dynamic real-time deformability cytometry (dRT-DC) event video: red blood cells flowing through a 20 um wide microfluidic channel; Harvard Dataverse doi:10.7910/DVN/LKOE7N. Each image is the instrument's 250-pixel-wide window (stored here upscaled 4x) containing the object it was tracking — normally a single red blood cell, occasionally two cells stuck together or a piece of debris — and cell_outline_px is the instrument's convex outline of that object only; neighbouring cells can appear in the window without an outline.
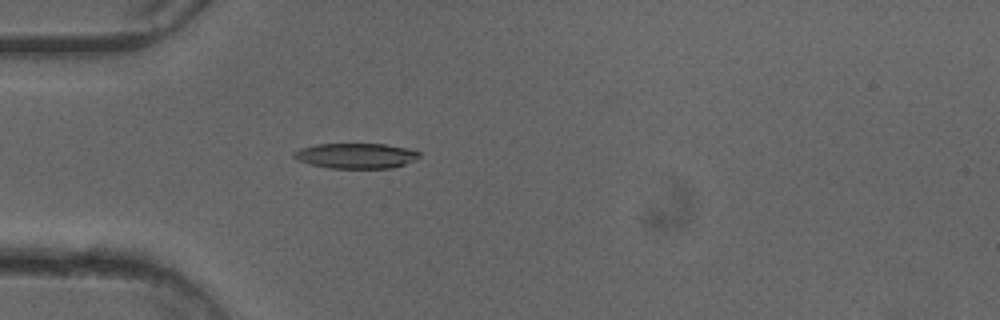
{"species": "common noctule bat (a hibernating species)", "species_latin": "Nyctalus noctula", "temperature_condition": "cold", "stored_images_in_passage": 50, "camera_frame_rate_fps": 3000, "um_per_image_px": 0.085, "animal": {"sex": "female"}, "frame": {"image": 1, "passage_image": 15, "time_ms": 4.667, "image_size_px": [1000, 320], "cell_outline_px": [[420, 156], [416, 160], [392, 168], [328, 168], [312, 164], [300, 160], [292, 156], [292, 152], [300, 148], [316, 144], [384, 144], [408, 148], [420, 152]], "centroid_in_image_um": [30.27, 13.23], "position_along_channel_um": 54.7, "area_um2": 18.44}}
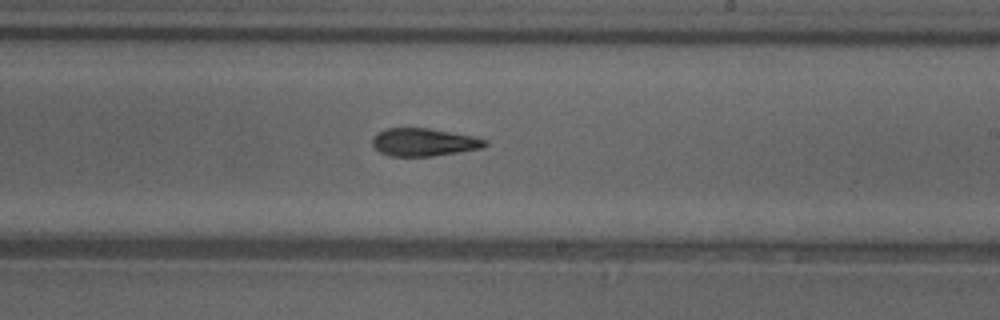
{"frame": {"image": 2, "passage_image": 30, "time_ms": 9.667, "image_size_px": [1000, 320], "cell_outline_px": [[488, 144], [484, 148], [460, 152], [432, 156], [392, 156], [380, 152], [372, 148], [372, 136], [376, 132], [384, 128], [428, 128], [472, 136], [488, 140]], "centroid_in_image_um": [36.0, 12.08], "position_along_channel_um": 253.0, "area_um2": 18.5}}
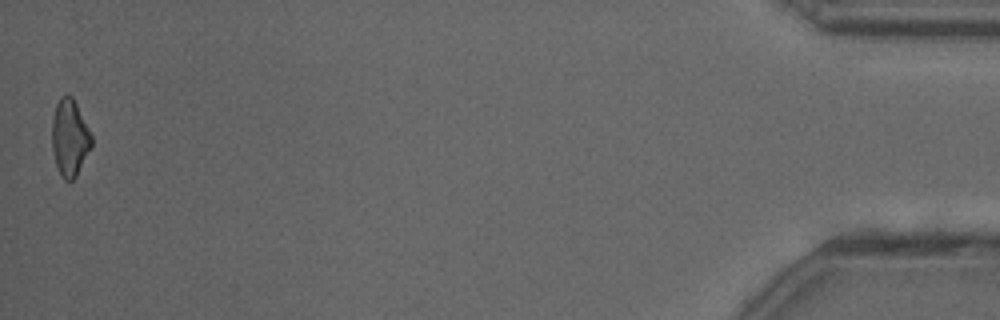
{"frame": {"image": 3, "passage_image": 50, "time_ms": 16.333, "image_size_px": [1000, 320], "cell_outline_px": [[92, 144], [76, 176], [72, 180], [64, 180], [60, 176], [56, 164], [52, 148], [52, 116], [56, 104], [60, 96], [72, 96], [92, 136]], "centroid_in_image_um": [5.9, 11.71], "position_along_channel_um": 429.3, "area_um2": 17.46}, "authors_computed_cell_mechanics": {"area_um2": 18.9295, "velocity_mm_per_s": 4.1174, "shape_relaxation_time_tau1_ms": 5.7996, "shape_relaxation_time_tau2_ms": 7.8997, "deformation_change_tau1": 0.172, "deformation_change_tau2": 0.1988}}